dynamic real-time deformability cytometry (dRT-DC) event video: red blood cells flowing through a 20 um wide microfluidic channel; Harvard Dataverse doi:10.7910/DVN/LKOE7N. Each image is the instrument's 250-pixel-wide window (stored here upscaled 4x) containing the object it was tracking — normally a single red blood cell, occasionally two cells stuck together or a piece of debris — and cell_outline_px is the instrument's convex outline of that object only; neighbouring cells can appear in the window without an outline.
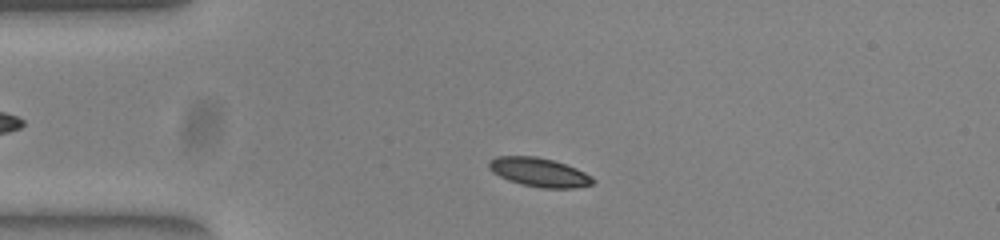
{"species": "common noctule bat (a hibernating species)", "species_latin": "Nyctalus noctula", "temperature_condition": "warm", "stored_images_in_passage": 48, "camera_frame_rate_fps": 3000, "um_per_image_px": 0.085, "animal": {"sex": "female", "body_mass_g": 23.0, "forearm_length_mm": 53.4}, "frame": {"image": 1, "passage_image": 7, "time_ms": 2.0, "image_size_px": [1000, 240], "cell_outline_px": [[596, 180], [592, 184], [572, 188], [540, 188], [520, 184], [508, 180], [492, 172], [488, 168], [488, 160], [496, 156], [536, 156], [552, 160], [576, 168], [592, 176]], "centroid_in_image_um": [45.8, 14.64], "position_along_channel_um": 39.2, "area_um2": 17.57}}
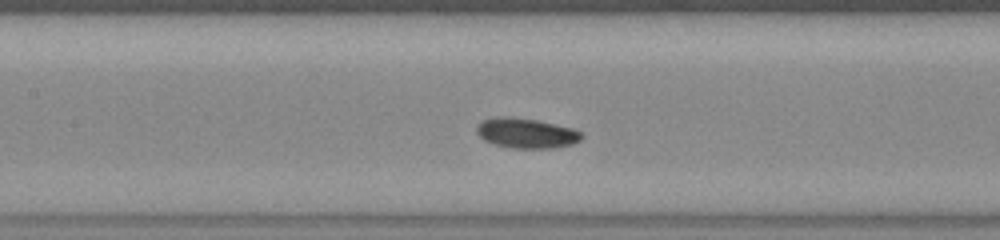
{"frame": {"image": 2, "passage_image": 19, "time_ms": 6.0, "image_size_px": [1000, 240], "cell_outline_px": [[584, 136], [580, 140], [572, 144], [552, 148], [512, 148], [492, 144], [484, 140], [476, 132], [476, 124], [484, 120], [496, 116], [508, 116], [536, 120], [572, 128], [580, 132]], "centroid_in_image_um": [44.69, 11.32], "position_along_channel_um": 162.7, "area_um2": 18.38}}
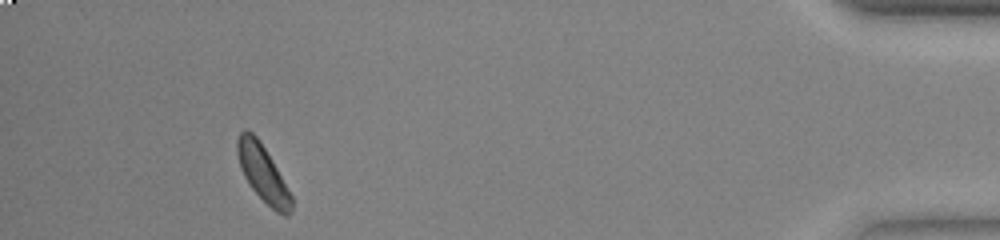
{"frame": {"image": 3, "passage_image": 44, "time_ms": 14.333, "image_size_px": [1000, 240], "cell_outline_px": [[292, 212], [288, 216], [284, 216], [276, 212], [252, 188], [244, 176], [240, 168], [236, 152], [236, 140], [240, 132], [244, 128], [252, 132], [260, 140], [272, 160], [292, 196]], "centroid_in_image_um": [22.32, 14.7], "position_along_channel_um": 412.9, "area_um2": 17.8}, "authors_computed_cell_mechanics": {"area_um2": 17.5712, "velocity_mm_per_s": 3.8168, "shape_relaxation_time_tau1_ms": 1.4589, "shape_relaxation_time_tau2_ms": 9.9014, "deformation_change_tau1": 0.0783, "deformation_change_tau2": 0.1816}}